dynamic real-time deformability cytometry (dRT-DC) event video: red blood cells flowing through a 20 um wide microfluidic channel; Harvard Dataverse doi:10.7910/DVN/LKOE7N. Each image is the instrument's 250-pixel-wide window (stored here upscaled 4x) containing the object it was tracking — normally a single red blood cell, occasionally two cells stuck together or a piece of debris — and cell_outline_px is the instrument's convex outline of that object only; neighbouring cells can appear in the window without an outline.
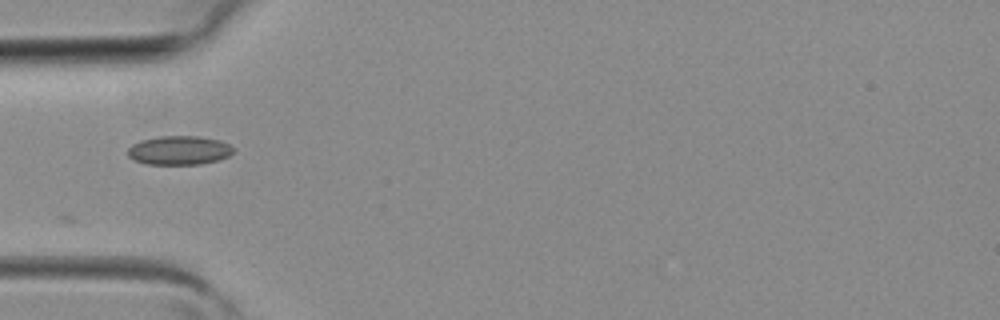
{"species": "common noctule bat (a hibernating species)", "species_latin": "Nyctalus noctula", "temperature_condition": "room temperature", "stored_images_in_passage": 2, "camera_frame_rate_fps": 3000, "um_per_image_px": 0.085, "animal": {"sex": "female", "body_mass_g": 19.3, "forearm_length_mm": 54.1}, "frame": {"image": 1, "passage_image": 1, "time_ms": 0.0, "image_size_px": [1000, 320], "cell_outline_px": [[236, 148], [228, 156], [216, 160], [200, 164], [148, 164], [132, 160], [128, 156], [128, 148], [132, 144], [140, 140], [160, 136], [200, 136], [220, 140]], "centroid_in_image_um": [15.21, 12.77], "position_along_channel_um": 69.8, "area_um2": 17.86}}